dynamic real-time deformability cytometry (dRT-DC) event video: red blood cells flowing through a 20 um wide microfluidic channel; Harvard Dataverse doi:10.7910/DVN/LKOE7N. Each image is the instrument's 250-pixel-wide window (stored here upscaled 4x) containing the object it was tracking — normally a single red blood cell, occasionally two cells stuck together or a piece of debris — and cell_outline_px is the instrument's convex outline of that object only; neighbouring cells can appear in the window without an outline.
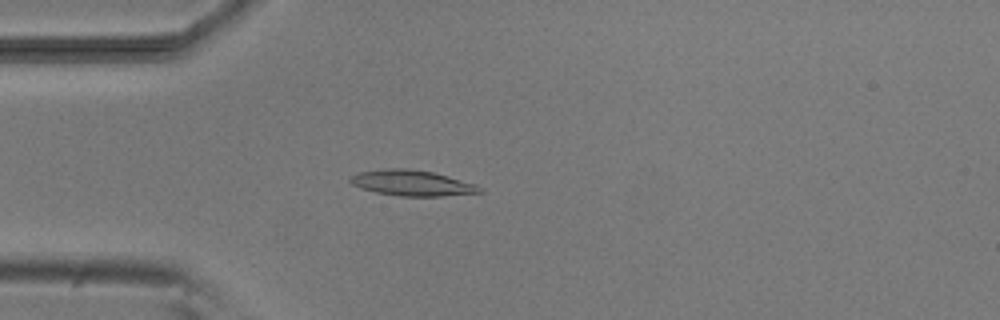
{"species": "common noctule bat (a hibernating species)", "species_latin": "Nyctalus noctula", "temperature_condition": "room temperature", "stored_images_in_passage": 51, "camera_frame_rate_fps": 3000, "um_per_image_px": 0.085, "animal": {"sex": "male", "body_mass_g": 20.5, "forearm_length_mm": 52.5}, "frame": {"image": 1, "passage_image": 13, "time_ms": 4.0, "image_size_px": [1000, 320], "cell_outline_px": [[484, 192], [440, 196], [400, 196], [376, 192], [360, 188], [352, 184], [348, 180], [348, 176], [360, 172], [384, 168], [408, 168], [432, 172], [448, 176], [476, 184], [484, 188]], "centroid_in_image_um": [35.01, 15.55], "position_along_channel_um": 50.0, "area_um2": 19.48}}
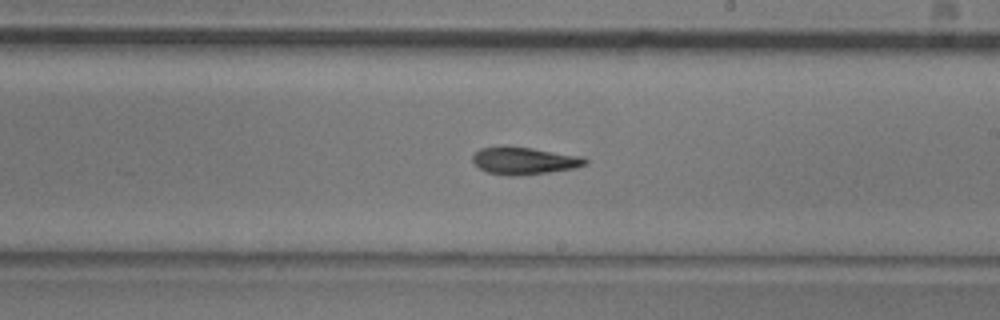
{"frame": {"image": 2, "passage_image": 29, "time_ms": 9.333, "image_size_px": [1000, 320], "cell_outline_px": [[588, 164], [572, 168], [548, 172], [516, 176], [508, 176], [488, 172], [480, 168], [472, 160], [472, 156], [480, 148], [504, 144], [508, 144], [580, 156], [588, 160]], "centroid_in_image_um": [44.51, 13.63], "position_along_channel_um": 244.5, "area_um2": 18.09}}
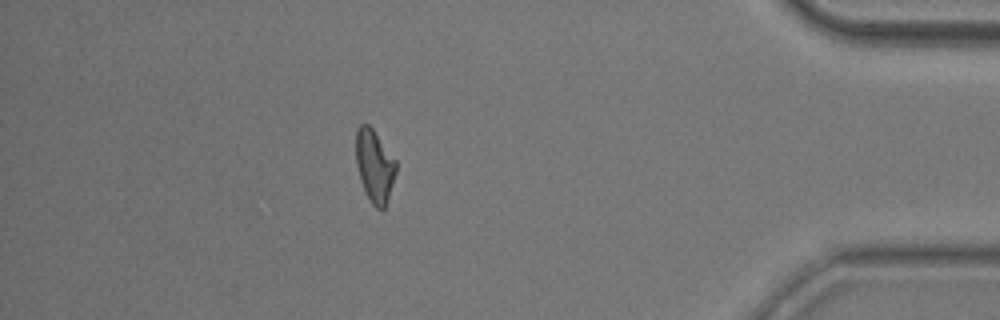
{"frame": {"image": 3, "passage_image": 45, "time_ms": 14.667, "image_size_px": [1000, 320], "cell_outline_px": [[396, 172], [388, 200], [384, 208], [376, 208], [372, 204], [360, 180], [356, 164], [356, 128], [360, 124], [368, 124], [372, 128], [396, 160]], "centroid_in_image_um": [31.83, 14.08], "position_along_channel_um": 403.4, "area_um2": 16.82}, "authors_computed_cell_mechanics": {"area_um2": 17.9758, "velocity_mm_per_s": 3.8129, "shape_relaxation_time_tau1_ms": 8.5849, "shape_relaxation_time_tau2_ms": 9.884, "deformation_change_tau1": 0.2046, "deformation_change_tau2": 0.1634}}